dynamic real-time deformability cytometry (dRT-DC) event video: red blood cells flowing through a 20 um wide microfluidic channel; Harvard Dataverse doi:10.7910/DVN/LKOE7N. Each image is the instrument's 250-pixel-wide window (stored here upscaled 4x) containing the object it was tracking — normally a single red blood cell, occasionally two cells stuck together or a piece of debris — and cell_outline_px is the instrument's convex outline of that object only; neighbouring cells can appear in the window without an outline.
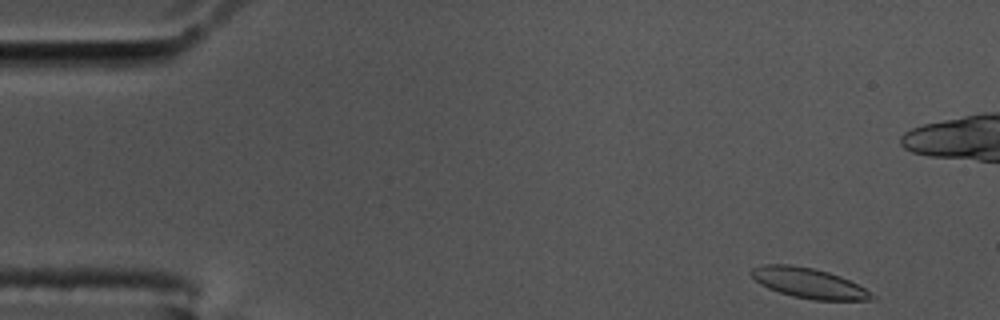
{"species": "common noctule bat (a hibernating species)", "species_latin": "Nyctalus noctula", "temperature_condition": "cold", "stored_images_in_passage": 56, "camera_frame_rate_fps": 3000, "um_per_image_px": 0.085, "animal": {"sex": "male", "body_mass_g": 17.5, "forearm_length_mm": 52.3}, "frame": {"image": 1, "passage_image": 2, "time_ms": 0.333, "image_size_px": [1000, 320], "cell_outline_px": [[876, 300], [812, 300], [792, 296], [768, 288], [760, 284], [748, 272], [752, 268], [764, 264], [788, 264], [812, 268], [828, 272], [840, 276], [864, 288], [876, 296]], "centroid_in_image_um": [68.73, 24.07], "position_along_channel_um": 16.3, "area_um2": 21.1}}
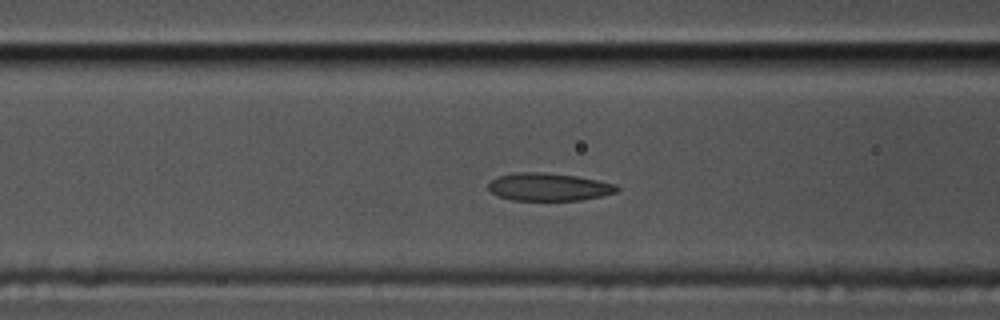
{"frame": {"image": 2, "passage_image": 20, "time_ms": 6.333, "image_size_px": [1000, 320], "cell_outline_px": [[620, 188], [616, 192], [600, 196], [580, 200], [512, 200], [500, 196], [492, 192], [488, 188], [488, 184], [496, 176], [516, 172], [544, 172], [576, 176], [616, 184]], "centroid_in_image_um": [46.63, 15.88], "position_along_channel_um": 120.0, "area_um2": 20.69}}
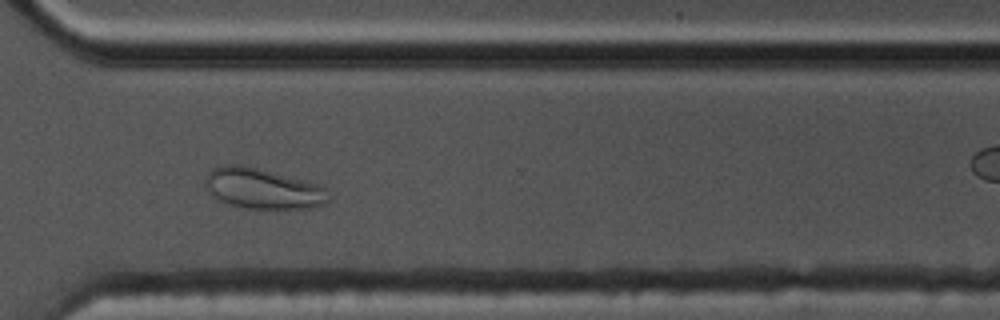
{"frame": {"image": 3, "passage_image": 40, "time_ms": 13.0, "image_size_px": [1000, 320], "cell_outline_px": [[332, 200], [324, 204], [308, 208], [244, 208], [228, 204], [216, 200], [212, 196], [204, 184], [204, 180], [208, 172], [212, 168], [224, 164], [240, 164], [324, 184], [332, 196]], "centroid_in_image_um": [22.38, 16.02], "position_along_channel_um": 348.2, "area_um2": 29.77}, "authors_computed_cell_mechanics": {"area_um2": 21.8773, "velocity_mm_per_s": 3.4278, "shape_relaxation_time_tau1_ms": null, "shape_relaxation_time_tau2_ms": 1.2561, "deformation_change_tau1": null, "deformation_change_tau2": 0.0616}}